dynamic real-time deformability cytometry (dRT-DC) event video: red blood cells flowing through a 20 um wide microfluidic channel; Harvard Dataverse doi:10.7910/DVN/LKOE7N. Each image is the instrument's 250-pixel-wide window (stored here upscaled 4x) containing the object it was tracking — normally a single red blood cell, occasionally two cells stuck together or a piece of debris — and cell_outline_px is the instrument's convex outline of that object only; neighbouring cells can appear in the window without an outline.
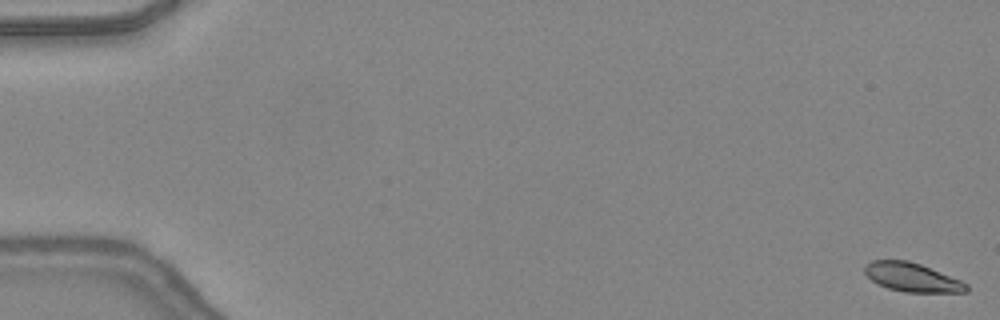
{"species": "common noctule bat (a hibernating species)", "species_latin": "Nyctalus noctula", "temperature_condition": "warm", "stored_images_in_passage": 49, "camera_frame_rate_fps": 3000, "um_per_image_px": 0.085, "animal": {"sex": "female", "body_mass_g": 24.6, "forearm_length_mm": 56.2}, "frame": {"image": 1, "passage_image": 1, "time_ms": 0.0, "image_size_px": [1000, 320], "cell_outline_px": [[968, 292], [904, 292], [888, 288], [872, 280], [864, 272], [864, 264], [872, 260], [908, 260], [920, 264], [960, 280], [968, 284]], "centroid_in_image_um": [77.51, 23.56], "position_along_channel_um": 7.5, "area_um2": 16.94}}
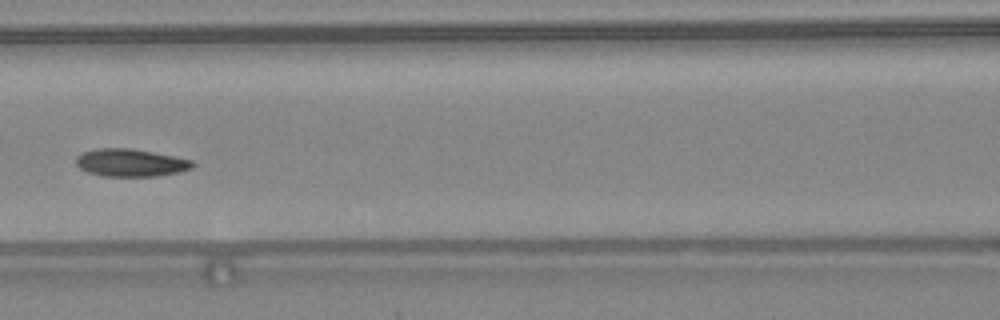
{"frame": {"image": 2, "passage_image": 23, "time_ms": 7.333, "image_size_px": [1000, 320], "cell_outline_px": [[196, 164], [192, 168], [180, 172], [156, 176], [100, 176], [88, 172], [80, 168], [76, 164], [76, 156], [84, 152], [96, 148], [128, 148], [152, 152], [192, 160]], "centroid_in_image_um": [11.1, 13.84], "position_along_channel_um": 155.5, "area_um2": 18.73}}
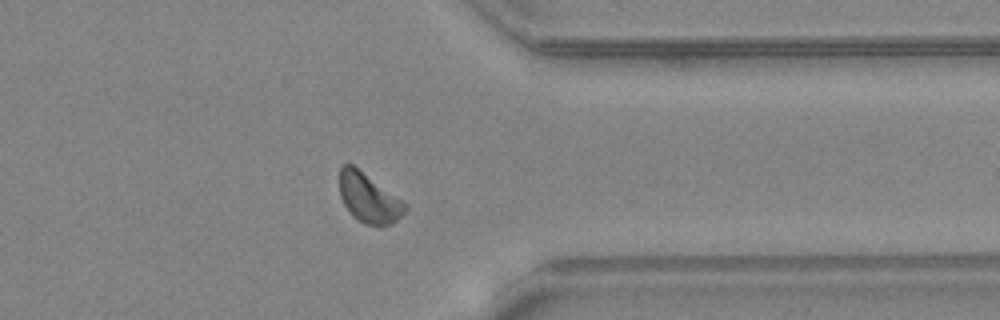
{"frame": {"image": 3, "passage_image": 39, "time_ms": 12.667, "image_size_px": [1000, 320], "cell_outline_px": [[408, 208], [392, 224], [364, 224], [356, 220], [352, 216], [344, 204], [340, 196], [340, 168], [344, 164], [352, 164], [408, 204]], "centroid_in_image_um": [31.33, 16.83], "position_along_channel_um": 380.1, "area_um2": 18.61}}